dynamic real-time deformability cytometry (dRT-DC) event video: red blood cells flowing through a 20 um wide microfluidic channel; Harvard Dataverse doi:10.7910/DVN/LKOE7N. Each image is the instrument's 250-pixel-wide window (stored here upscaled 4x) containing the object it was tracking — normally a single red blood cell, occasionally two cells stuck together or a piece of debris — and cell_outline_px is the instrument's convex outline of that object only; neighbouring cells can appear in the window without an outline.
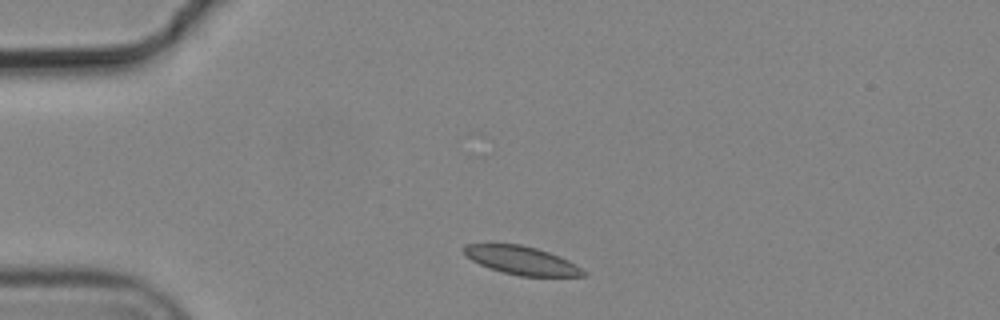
{"species": "common noctule bat (a hibernating species)", "species_latin": "Nyctalus noctula", "temperature_condition": "cold", "stored_images_in_passage": 2, "segment_of_instrument_passage": [2, 2], "camera_frame_rate_fps": 3000, "um_per_image_px": 0.085, "animal": {"sex": "male", "body_mass_g": 19.2, "forearm_length_mm": 51.8}, "frame": {"image": 1, "passage_image": 2, "time_ms": 0.333, "image_size_px": [1000, 320], "cell_outline_px": [[588, 272], [584, 276], [520, 276], [504, 272], [480, 264], [464, 256], [464, 244], [520, 244], [536, 248], [560, 256], [576, 264]], "centroid_in_image_um": [44.37, 22.13], "position_along_channel_um": 40.6, "area_um2": 19.59}}